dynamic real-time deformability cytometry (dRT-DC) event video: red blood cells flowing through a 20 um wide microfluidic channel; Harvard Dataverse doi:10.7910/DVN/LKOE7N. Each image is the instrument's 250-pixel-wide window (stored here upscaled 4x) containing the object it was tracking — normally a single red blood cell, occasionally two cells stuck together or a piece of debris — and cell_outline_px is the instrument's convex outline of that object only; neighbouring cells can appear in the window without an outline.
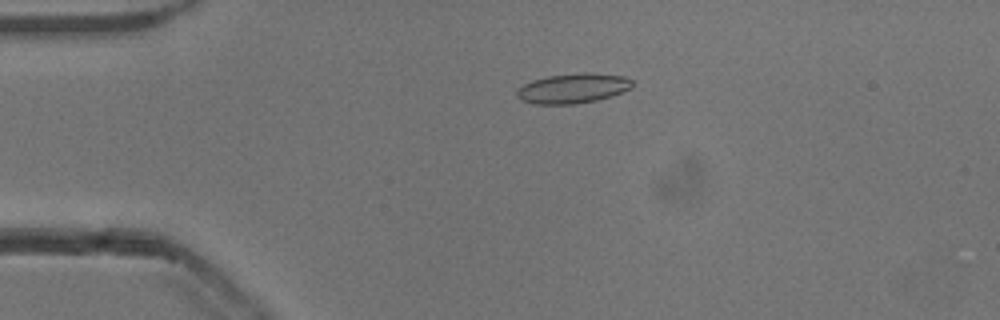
{"species": "common noctule bat (a hibernating species)", "species_latin": "Nyctalus noctula", "temperature_condition": "cold", "stored_images_in_passage": 53, "camera_frame_rate_fps": 3000, "um_per_image_px": 0.085, "animal": {"sex": "male", "body_mass_g": 13.3}, "frame": {"image": 1, "passage_image": 12, "time_ms": 3.667, "image_size_px": [1000, 320], "cell_outline_px": [[632, 88], [612, 96], [596, 100], [572, 104], [532, 104], [520, 100], [516, 96], [516, 88], [532, 80], [548, 76], [584, 72], [624, 76], [632, 80]], "centroid_in_image_um": [48.66, 7.51], "position_along_channel_um": 36.3, "area_um2": 20.17}}
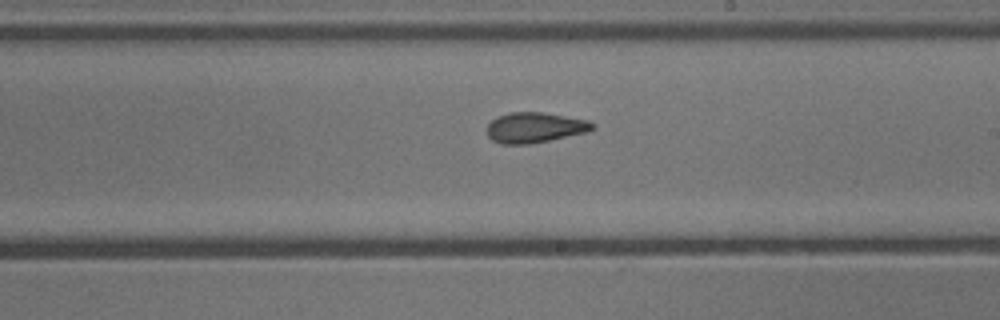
{"frame": {"image": 2, "passage_image": 31, "time_ms": 10.0, "image_size_px": [1000, 320], "cell_outline_px": [[596, 128], [588, 132], [528, 144], [500, 144], [492, 140], [488, 136], [488, 124], [496, 116], [512, 112], [544, 112], [588, 120], [596, 124]], "centroid_in_image_um": [45.48, 10.83], "position_along_channel_um": 243.5, "area_um2": 18.73}}
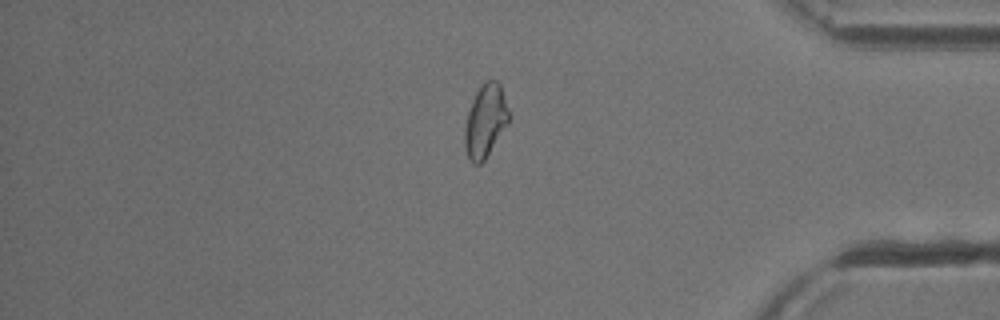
{"frame": {"image": 3, "passage_image": 45, "time_ms": 14.667, "image_size_px": [1000, 320], "cell_outline_px": [[508, 124], [484, 160], [480, 164], [472, 164], [468, 156], [464, 144], [464, 128], [468, 112], [472, 100], [480, 84], [484, 80], [496, 80], [500, 84], [508, 108]], "centroid_in_image_um": [41.24, 10.26], "position_along_channel_um": 394.0, "area_um2": 18.67}, "authors_computed_cell_mechanics": {"area_um2": 18.785, "velocity_mm_per_s": 3.8433, "shape_relaxation_time_tau1_ms": null, "shape_relaxation_time_tau2_ms": 2.4734, "deformation_change_tau1": null, "deformation_change_tau2": 0.089}}